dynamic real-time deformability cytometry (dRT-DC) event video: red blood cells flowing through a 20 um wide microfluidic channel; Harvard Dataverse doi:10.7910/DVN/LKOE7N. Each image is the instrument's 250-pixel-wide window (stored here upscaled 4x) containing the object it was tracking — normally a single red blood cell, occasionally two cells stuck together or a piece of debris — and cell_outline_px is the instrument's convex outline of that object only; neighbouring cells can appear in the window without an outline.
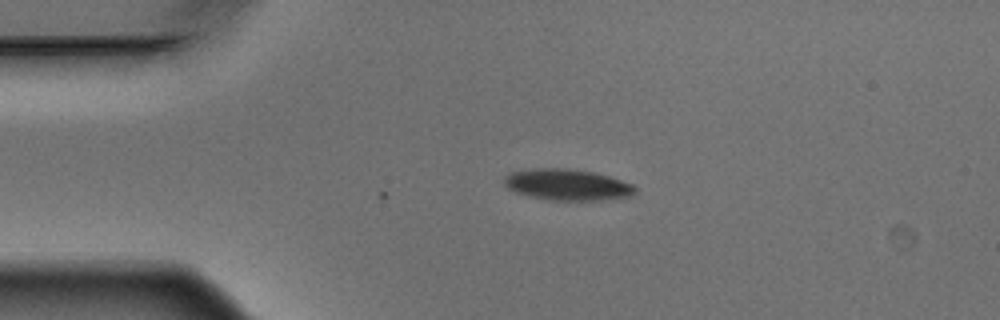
{"species": "Egyptian fruit bat (a non-hibernating species)", "species_latin": "Rousettus aegyptiacus", "temperature_condition": "warm", "stored_images_in_passage": 2, "camera_frame_rate_fps": 3000, "um_per_image_px": 0.085, "animal": {"sex": "male"}, "frame": {"image": 1, "passage_image": 2, "time_ms": 0.333, "image_size_px": [1000, 320], "cell_outline_px": [[636, 192], [632, 196], [600, 200], [552, 200], [532, 196], [516, 192], [508, 188], [504, 184], [504, 176], [512, 172], [536, 168], [568, 168], [592, 172], [608, 176], [632, 184], [636, 188]], "centroid_in_image_um": [48.23, 15.7], "position_along_channel_um": 36.8, "area_um2": 23.58}}